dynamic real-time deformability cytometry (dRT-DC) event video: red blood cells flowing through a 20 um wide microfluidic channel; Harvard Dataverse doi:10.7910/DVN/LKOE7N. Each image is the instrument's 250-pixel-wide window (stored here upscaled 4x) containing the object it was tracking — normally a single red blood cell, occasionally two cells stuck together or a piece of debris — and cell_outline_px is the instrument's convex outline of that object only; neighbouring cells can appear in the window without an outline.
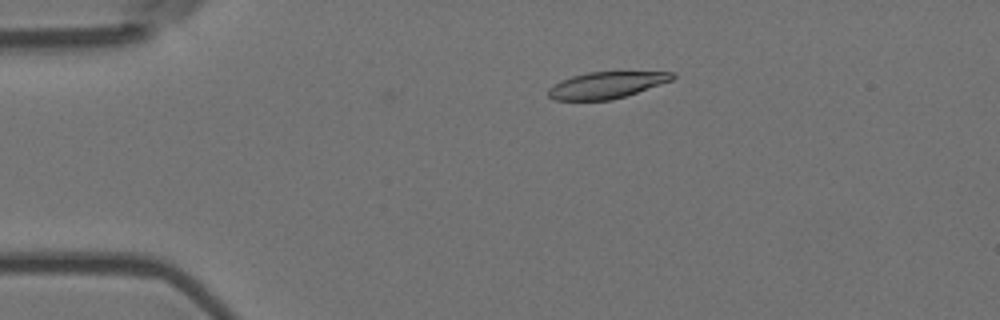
{"species": "Egyptian fruit bat (a non-hibernating species)", "species_latin": "Rousettus aegyptiacus", "temperature_condition": "room temperature", "stored_images_in_passage": 4, "camera_frame_rate_fps": 3000, "um_per_image_px": 0.085, "animal": {"sex": "female"}, "frame": {"image": 1, "passage_image": 2, "time_ms": 0.333, "image_size_px": [1000, 320], "cell_outline_px": [[676, 76], [672, 80], [612, 100], [552, 100], [548, 96], [548, 88], [560, 80], [572, 76], [588, 72], [676, 72]], "centroid_in_image_um": [51.5, 7.23], "position_along_channel_um": 33.5, "area_um2": 19.07}}
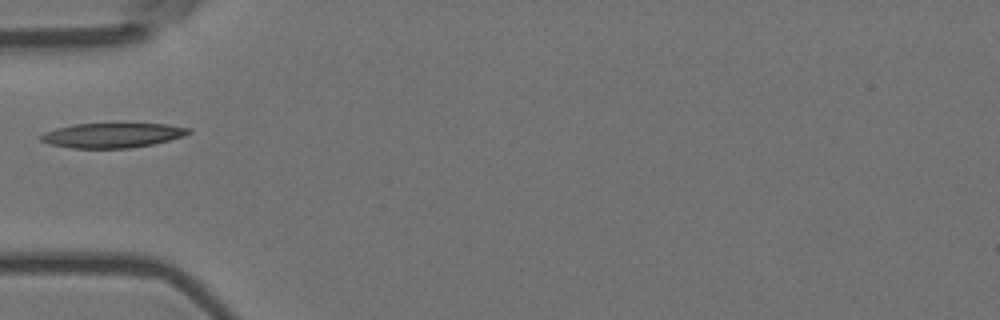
{"frame": {"image": 2, "passage_image": 4, "time_ms": 1.0, "image_size_px": [1000, 320], "cell_outline_px": [[192, 132], [184, 136], [152, 144], [128, 148], [72, 148], [48, 144], [40, 140], [40, 136], [44, 132], [56, 128], [76, 124], [112, 120], [168, 124], [192, 128]], "centroid_in_image_um": [9.59, 11.44], "position_along_channel_um": 75.4, "area_um2": 22.54}}